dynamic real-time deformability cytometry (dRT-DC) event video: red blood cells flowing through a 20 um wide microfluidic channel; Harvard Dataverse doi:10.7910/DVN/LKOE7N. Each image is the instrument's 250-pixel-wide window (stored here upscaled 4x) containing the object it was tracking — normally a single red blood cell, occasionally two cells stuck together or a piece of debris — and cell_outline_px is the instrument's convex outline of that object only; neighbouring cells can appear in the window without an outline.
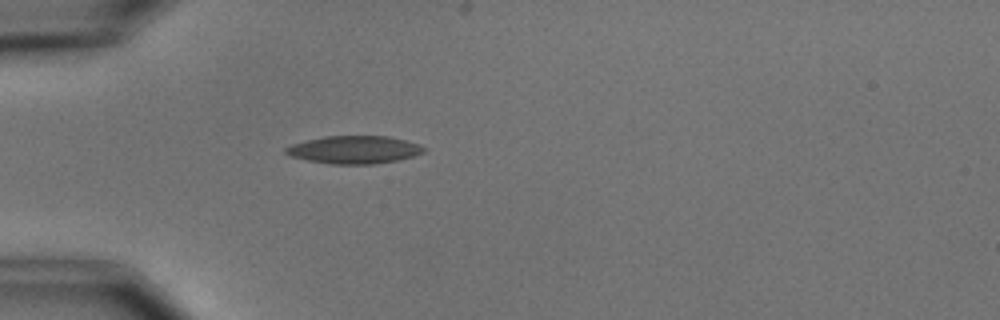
{"species": "common noctule bat (a hibernating species)", "species_latin": "Nyctalus noctula", "temperature_condition": "cold", "stored_images_in_passage": 2, "camera_frame_rate_fps": 3000, "um_per_image_px": 0.085, "animal": {"sex": "male", "body_mass_g": 15.6}, "frame": {"image": 1, "passage_image": 2, "time_ms": 1.333, "image_size_px": [1000, 320], "cell_outline_px": [[428, 148], [424, 152], [400, 160], [376, 164], [328, 164], [308, 160], [292, 156], [284, 152], [284, 148], [292, 144], [324, 136], [388, 136], [420, 144]], "centroid_in_image_um": [30.14, 12.73], "position_along_channel_um": 54.9, "area_um2": 22.43}}